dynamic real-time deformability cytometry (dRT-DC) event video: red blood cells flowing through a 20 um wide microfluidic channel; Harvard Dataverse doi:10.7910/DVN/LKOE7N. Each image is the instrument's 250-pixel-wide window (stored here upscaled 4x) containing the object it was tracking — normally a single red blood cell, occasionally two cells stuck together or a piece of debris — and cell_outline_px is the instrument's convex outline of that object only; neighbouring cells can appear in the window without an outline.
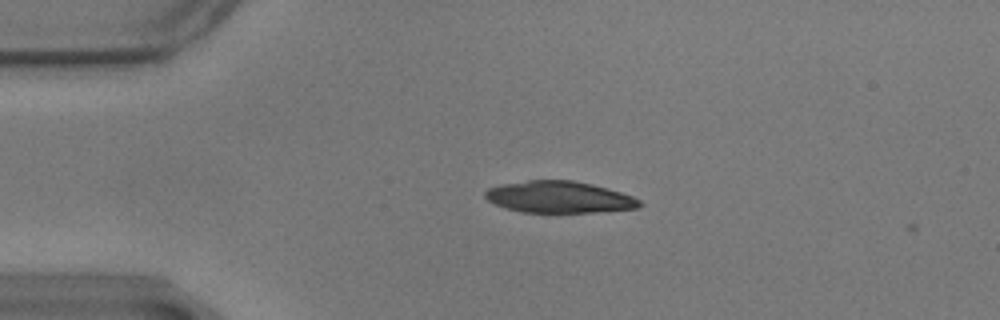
{"species": "common noctule bat (a hibernating species)", "species_latin": "Nyctalus noctula", "temperature_condition": "warm", "stored_images_in_passage": 2, "camera_frame_rate_fps": 3000, "um_per_image_px": 0.085, "animal": {"sex": "male", "body_mass_g": 17.9}, "frame": {"image": 1, "passage_image": 1, "time_ms": 0.0, "image_size_px": [1000, 320], "cell_outline_px": [[644, 204], [640, 208], [592, 212], [520, 212], [496, 204], [488, 200], [484, 196], [484, 192], [488, 188], [504, 184], [528, 180], [572, 180], [592, 184], [608, 188], [632, 196], [640, 200]], "centroid_in_image_um": [47.56, 16.75], "position_along_channel_um": 37.4, "area_um2": 28.38}}